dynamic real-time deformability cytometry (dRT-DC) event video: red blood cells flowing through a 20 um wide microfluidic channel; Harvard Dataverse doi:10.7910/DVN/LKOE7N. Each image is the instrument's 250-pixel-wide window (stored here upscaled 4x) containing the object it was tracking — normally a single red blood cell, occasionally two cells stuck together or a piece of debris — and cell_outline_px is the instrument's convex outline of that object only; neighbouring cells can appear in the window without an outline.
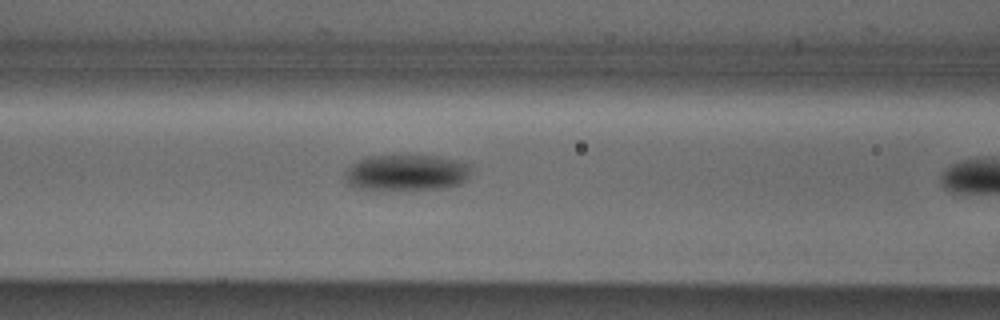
{"species": "Egyptian fruit bat (a non-hibernating species)", "species_latin": "Rousettus aegyptiacus", "temperature_condition": "cold", "stored_images_in_passage": 10, "camera_frame_rate_fps": 3000, "um_per_image_px": 0.085, "animal": {"sex": "male"}, "frame": {"image": 1, "passage_image": 9, "time_ms": 2.667, "image_size_px": [1000, 320], "cell_outline_px": [[468, 176], [460, 184], [444, 188], [356, 188], [348, 184], [344, 180], [344, 172], [356, 160], [368, 156], [436, 156], [456, 160], [468, 164]], "centroid_in_image_um": [34.49, 14.65], "position_along_channel_um": 132.1, "area_um2": 25.84}}